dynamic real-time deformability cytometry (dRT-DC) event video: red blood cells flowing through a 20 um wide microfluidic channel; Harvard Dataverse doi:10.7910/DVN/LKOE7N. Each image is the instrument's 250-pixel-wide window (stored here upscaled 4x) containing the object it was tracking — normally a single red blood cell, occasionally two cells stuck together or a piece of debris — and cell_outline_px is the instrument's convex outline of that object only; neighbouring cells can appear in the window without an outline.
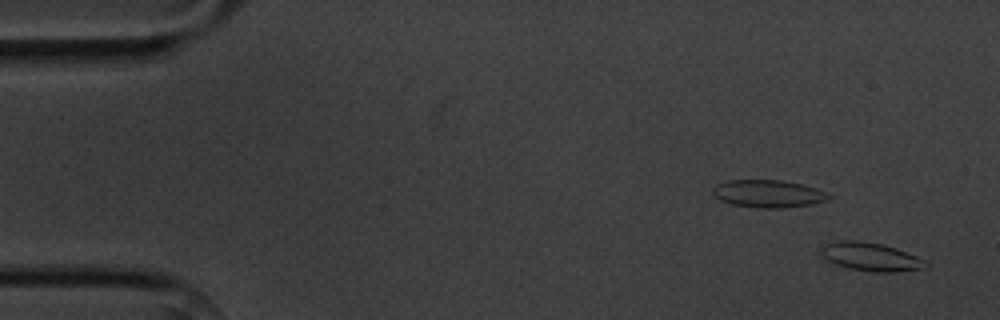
{"species": "common noctule bat (a hibernating species)", "species_latin": "Nyctalus noctula", "temperature_condition": "cold", "stored_images_in_passage": 5, "camera_frame_rate_fps": 3000, "um_per_image_px": 0.085, "animal": {"sex": "male", "body_mass_g": 20.1, "forearm_length_mm": 53.5}, "frame": {"image": 1, "passage_image": 1, "time_ms": 0.0, "image_size_px": [1000, 320], "cell_outline_px": [[928, 264], [924, 268], [892, 272], [876, 272], [852, 268], [836, 264], [820, 256], [820, 248], [824, 244], [840, 240], [856, 240], [884, 244], [896, 248], [916, 256], [924, 260]], "centroid_in_image_um": [73.97, 21.8], "position_along_channel_um": 11.0, "area_um2": 17.17}}
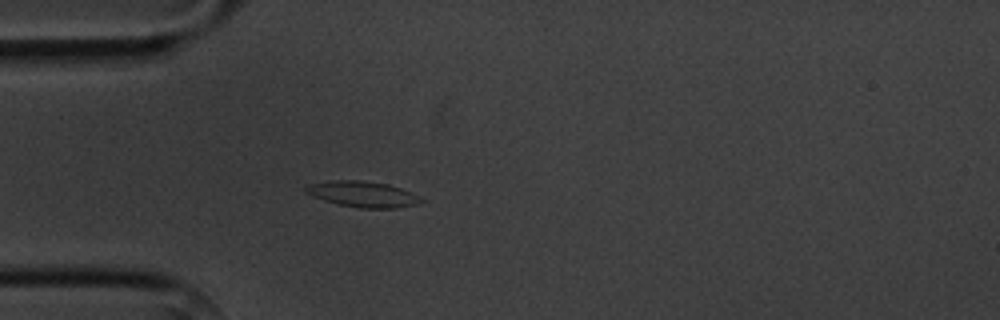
{"frame": {"image": 2, "passage_image": 5, "time_ms": 4.333, "image_size_px": [1000, 320], "cell_outline_px": [[424, 200], [420, 204], [396, 208], [360, 208], [340, 204], [324, 200], [312, 196], [304, 192], [304, 188], [308, 184], [336, 180], [360, 180], [388, 184], [412, 192]], "centroid_in_image_um": [30.85, 16.5], "position_along_channel_um": 54.2, "area_um2": 17.34}}